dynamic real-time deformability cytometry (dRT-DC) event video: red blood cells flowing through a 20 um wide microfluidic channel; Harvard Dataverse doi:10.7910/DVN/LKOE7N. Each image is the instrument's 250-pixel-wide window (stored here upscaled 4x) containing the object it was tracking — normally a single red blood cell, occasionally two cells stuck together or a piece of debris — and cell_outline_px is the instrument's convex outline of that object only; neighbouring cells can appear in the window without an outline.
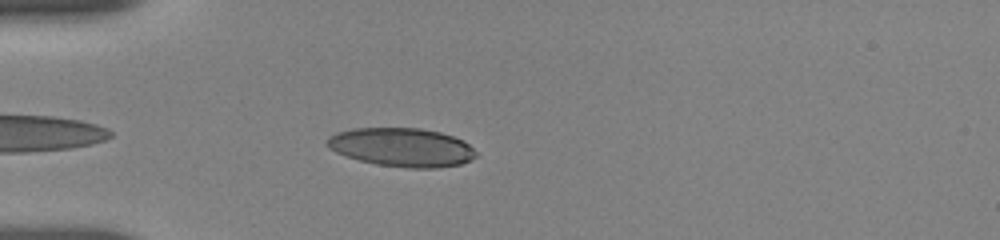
{"species": "human", "species_latin": "Homo sapiens", "temperature_condition": "room temperature", "stored_images_in_passage": 39, "camera_frame_rate_fps": 3000, "um_per_image_px": 0.085, "donor": {"sex": "female"}, "frame": {"image": 1, "passage_image": 3, "time_ms": 0.667, "image_size_px": [1000, 240], "cell_outline_px": [[476, 156], [472, 160], [460, 164], [436, 168], [408, 168], [376, 164], [360, 160], [336, 152], [328, 148], [324, 144], [328, 136], [336, 132], [352, 128], [420, 128], [440, 132], [464, 140], [476, 152]], "centroid_in_image_um": [34.13, 12.51], "position_along_channel_um": 50.9, "area_um2": 33.7}}
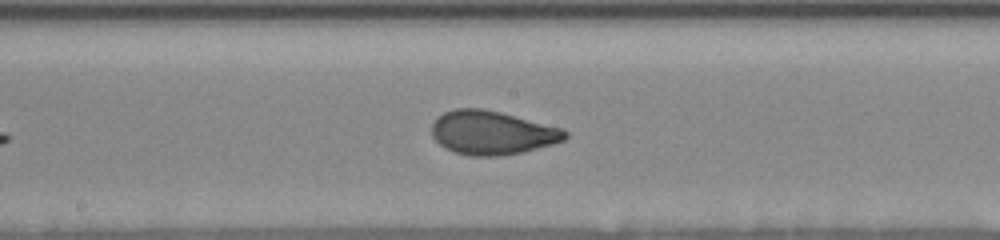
{"frame": {"image": 2, "passage_image": 17, "time_ms": 5.333, "image_size_px": [1000, 240], "cell_outline_px": [[568, 136], [564, 140], [552, 144], [520, 152], [500, 156], [472, 156], [456, 152], [444, 148], [432, 136], [432, 124], [436, 116], [444, 112], [456, 108], [484, 108], [564, 128], [568, 132]], "centroid_in_image_um": [41.82, 11.27], "position_along_channel_um": 206.4, "area_um2": 34.04}}
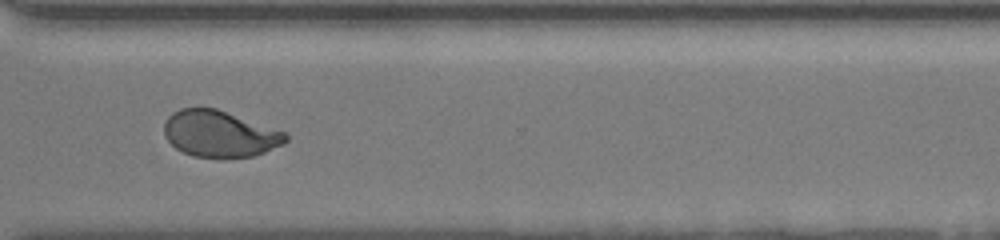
{"frame": {"image": 3, "passage_image": 29, "time_ms": 9.333, "image_size_px": [1000, 240], "cell_outline_px": [[288, 140], [284, 144], [264, 152], [252, 156], [192, 156], [176, 148], [164, 136], [164, 124], [168, 116], [172, 112], [180, 108], [216, 108], [284, 132], [288, 136]], "centroid_in_image_um": [18.64, 11.36], "position_along_channel_um": 352.0, "area_um2": 32.31}, "authors_computed_cell_mechanics": {"area_um2": 33.6974, "velocity_mm_per_s": 3.6455, "shape_relaxation_time_tau1_ms": 6.9326, "shape_relaxation_time_tau2_ms": null, "deformation_change_tau1": 0.1981, "deformation_change_tau2": null}}